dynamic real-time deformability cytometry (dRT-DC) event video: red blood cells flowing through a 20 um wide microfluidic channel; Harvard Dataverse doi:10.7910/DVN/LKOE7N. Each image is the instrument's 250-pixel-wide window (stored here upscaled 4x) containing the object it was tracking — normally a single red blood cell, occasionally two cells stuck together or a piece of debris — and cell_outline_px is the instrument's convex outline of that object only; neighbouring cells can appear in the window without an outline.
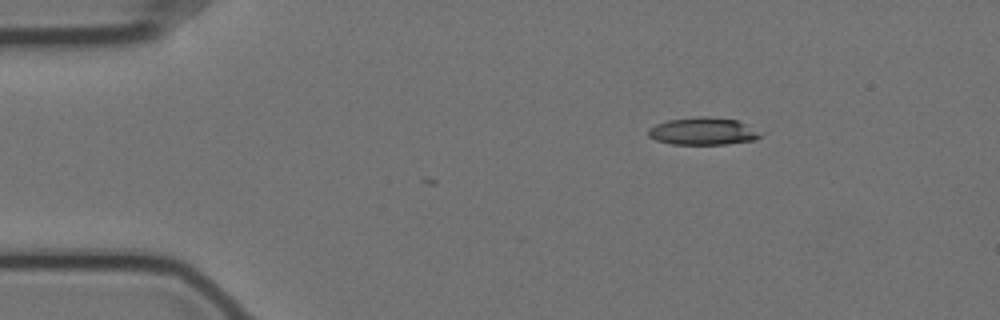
{"species": "Egyptian fruit bat (a non-hibernating species)", "species_latin": "Rousettus aegyptiacus", "temperature_condition": "cold", "stored_images_in_passage": 16, "camera_frame_rate_fps": 3000, "um_per_image_px": 0.085, "animal": {"sex": "female"}, "frame": {"image": 1, "passage_image": 1, "time_ms": 0.0, "image_size_px": [1000, 320], "cell_outline_px": [[764, 132], [760, 136], [752, 140], [724, 144], [672, 144], [656, 140], [648, 136], [648, 128], [656, 124], [668, 120], [700, 116], [708, 116], [736, 120]], "centroid_in_image_um": [59.75, 11.15], "position_along_channel_um": 25.3, "area_um2": 17.86}}
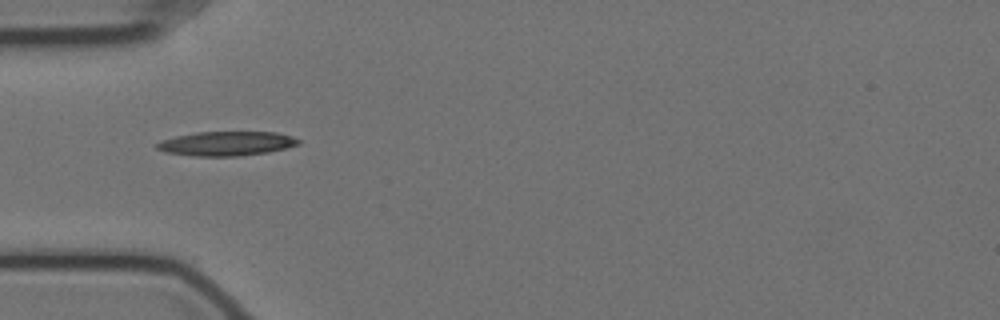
{"frame": {"image": 2, "passage_image": 10, "time_ms": 3.0, "image_size_px": [1000, 320], "cell_outline_px": [[300, 144], [268, 152], [240, 156], [192, 156], [164, 152], [156, 148], [156, 144], [160, 140], [176, 136], [196, 132], [276, 132], [292, 136], [300, 140]], "centroid_in_image_um": [19.22, 12.2], "position_along_channel_um": 65.8, "area_um2": 20.11}}
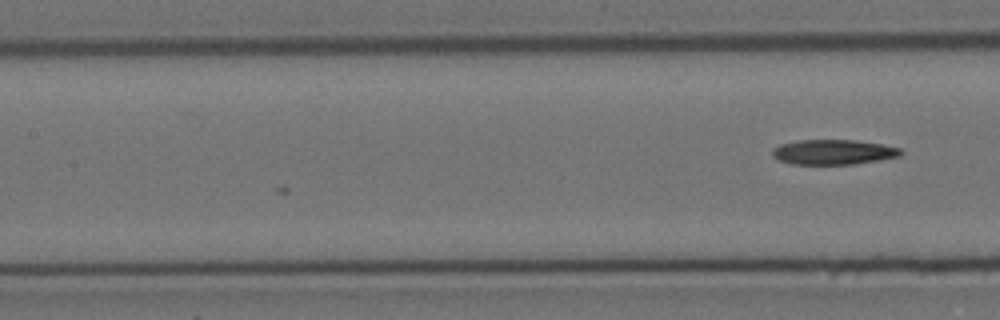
{"frame": {"image": 3, "passage_image": 16, "time_ms": 5.0, "image_size_px": [1000, 320], "cell_outline_px": [[904, 152], [900, 156], [880, 160], [852, 164], [792, 164], [780, 160], [772, 156], [772, 148], [780, 144], [796, 140], [856, 140], [880, 144], [900, 148]], "centroid_in_image_um": [70.82, 12.92], "position_along_channel_um": 136.6, "area_um2": 18.73}}